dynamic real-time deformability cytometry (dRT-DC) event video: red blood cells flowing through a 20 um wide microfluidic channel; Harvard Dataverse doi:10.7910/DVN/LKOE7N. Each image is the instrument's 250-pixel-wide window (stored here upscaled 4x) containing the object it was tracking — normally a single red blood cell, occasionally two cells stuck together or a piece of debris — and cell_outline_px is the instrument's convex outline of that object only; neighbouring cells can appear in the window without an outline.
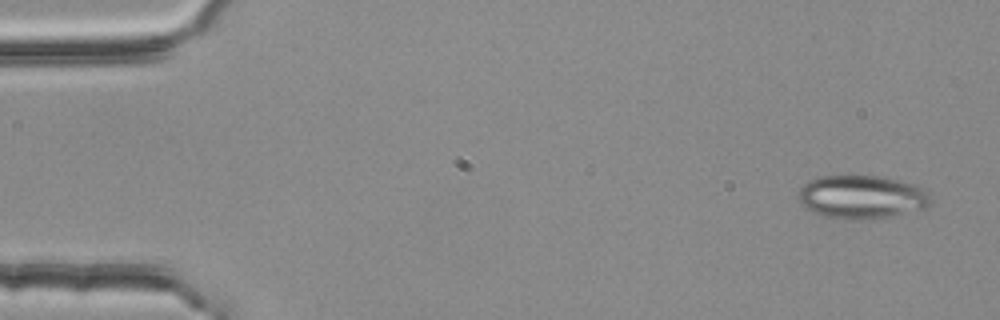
{"species": "common noctule bat (a hibernating species)", "species_latin": "Nyctalus noctula", "temperature_condition": "room temperature", "stored_images_in_passage": 4, "camera_frame_rate_fps": 3000, "um_per_image_px": 0.085, "animal": {"sex": "female", "body_mass_g": 25.1}, "frame": {"image": 1, "passage_image": 1, "time_ms": 0.0, "image_size_px": [1000, 320], "cell_outline_px": [[932, 204], [924, 208], [888, 216], [860, 220], [836, 220], [812, 212], [796, 196], [800, 188], [808, 180], [816, 176], [884, 176], [916, 184], [932, 200]], "centroid_in_image_um": [73.2, 16.74], "position_along_channel_um": 11.8, "area_um2": 33.58}}